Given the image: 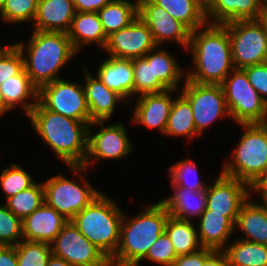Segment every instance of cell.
Returning a JSON list of instances; mask_svg holds the SVG:
<instances>
[{
	"label": "cell",
	"instance_id": "cell-1",
	"mask_svg": "<svg viewBox=\"0 0 267 266\" xmlns=\"http://www.w3.org/2000/svg\"><path fill=\"white\" fill-rule=\"evenodd\" d=\"M28 117L61 160L68 166H83L87 158L90 122L78 121L45 109L38 101Z\"/></svg>",
	"mask_w": 267,
	"mask_h": 266
},
{
	"label": "cell",
	"instance_id": "cell-2",
	"mask_svg": "<svg viewBox=\"0 0 267 266\" xmlns=\"http://www.w3.org/2000/svg\"><path fill=\"white\" fill-rule=\"evenodd\" d=\"M197 31L191 32L188 46L192 48L197 70L189 72L186 79L198 84L221 85L229 71L234 70L228 30L223 24H209L203 32Z\"/></svg>",
	"mask_w": 267,
	"mask_h": 266
},
{
	"label": "cell",
	"instance_id": "cell-3",
	"mask_svg": "<svg viewBox=\"0 0 267 266\" xmlns=\"http://www.w3.org/2000/svg\"><path fill=\"white\" fill-rule=\"evenodd\" d=\"M169 212L160 201L148 207L127 223L123 216L120 240L115 254L109 259L114 266H138L150 247L165 231Z\"/></svg>",
	"mask_w": 267,
	"mask_h": 266
},
{
	"label": "cell",
	"instance_id": "cell-4",
	"mask_svg": "<svg viewBox=\"0 0 267 266\" xmlns=\"http://www.w3.org/2000/svg\"><path fill=\"white\" fill-rule=\"evenodd\" d=\"M33 31L27 44L28 57H23L24 69L39 90L59 79L57 72L77 51L65 32Z\"/></svg>",
	"mask_w": 267,
	"mask_h": 266
},
{
	"label": "cell",
	"instance_id": "cell-5",
	"mask_svg": "<svg viewBox=\"0 0 267 266\" xmlns=\"http://www.w3.org/2000/svg\"><path fill=\"white\" fill-rule=\"evenodd\" d=\"M122 218L117 204L101 193L71 221L110 259L119 245Z\"/></svg>",
	"mask_w": 267,
	"mask_h": 266
},
{
	"label": "cell",
	"instance_id": "cell-6",
	"mask_svg": "<svg viewBox=\"0 0 267 266\" xmlns=\"http://www.w3.org/2000/svg\"><path fill=\"white\" fill-rule=\"evenodd\" d=\"M245 128L233 160L222 173L251 186L267 173V123L240 124Z\"/></svg>",
	"mask_w": 267,
	"mask_h": 266
},
{
	"label": "cell",
	"instance_id": "cell-7",
	"mask_svg": "<svg viewBox=\"0 0 267 266\" xmlns=\"http://www.w3.org/2000/svg\"><path fill=\"white\" fill-rule=\"evenodd\" d=\"M232 72L233 76H227L221 84L229 115L239 124L267 123V104L249 83L245 71L234 68Z\"/></svg>",
	"mask_w": 267,
	"mask_h": 266
},
{
	"label": "cell",
	"instance_id": "cell-8",
	"mask_svg": "<svg viewBox=\"0 0 267 266\" xmlns=\"http://www.w3.org/2000/svg\"><path fill=\"white\" fill-rule=\"evenodd\" d=\"M223 25L228 30L234 68L243 69L267 62V31L260 19Z\"/></svg>",
	"mask_w": 267,
	"mask_h": 266
},
{
	"label": "cell",
	"instance_id": "cell-9",
	"mask_svg": "<svg viewBox=\"0 0 267 266\" xmlns=\"http://www.w3.org/2000/svg\"><path fill=\"white\" fill-rule=\"evenodd\" d=\"M37 100L45 109L78 121L90 122L85 90L81 85L57 79L38 90Z\"/></svg>",
	"mask_w": 267,
	"mask_h": 266
},
{
	"label": "cell",
	"instance_id": "cell-10",
	"mask_svg": "<svg viewBox=\"0 0 267 266\" xmlns=\"http://www.w3.org/2000/svg\"><path fill=\"white\" fill-rule=\"evenodd\" d=\"M84 184L81 187L62 175L54 176L43 183L44 201L67 220H71L101 194L88 183Z\"/></svg>",
	"mask_w": 267,
	"mask_h": 266
},
{
	"label": "cell",
	"instance_id": "cell-11",
	"mask_svg": "<svg viewBox=\"0 0 267 266\" xmlns=\"http://www.w3.org/2000/svg\"><path fill=\"white\" fill-rule=\"evenodd\" d=\"M52 254L71 266H107L109 258L69 220L52 242Z\"/></svg>",
	"mask_w": 267,
	"mask_h": 266
},
{
	"label": "cell",
	"instance_id": "cell-12",
	"mask_svg": "<svg viewBox=\"0 0 267 266\" xmlns=\"http://www.w3.org/2000/svg\"><path fill=\"white\" fill-rule=\"evenodd\" d=\"M182 95L191 105L198 134L216 118L229 114L222 85L198 84L186 79Z\"/></svg>",
	"mask_w": 267,
	"mask_h": 266
},
{
	"label": "cell",
	"instance_id": "cell-13",
	"mask_svg": "<svg viewBox=\"0 0 267 266\" xmlns=\"http://www.w3.org/2000/svg\"><path fill=\"white\" fill-rule=\"evenodd\" d=\"M157 48L148 26L137 16L128 26L107 38L105 50L111 57L134 59L144 57Z\"/></svg>",
	"mask_w": 267,
	"mask_h": 266
},
{
	"label": "cell",
	"instance_id": "cell-14",
	"mask_svg": "<svg viewBox=\"0 0 267 266\" xmlns=\"http://www.w3.org/2000/svg\"><path fill=\"white\" fill-rule=\"evenodd\" d=\"M249 185L221 172L214 185L206 188V209L227 216L234 224L243 203L250 197Z\"/></svg>",
	"mask_w": 267,
	"mask_h": 266
},
{
	"label": "cell",
	"instance_id": "cell-15",
	"mask_svg": "<svg viewBox=\"0 0 267 266\" xmlns=\"http://www.w3.org/2000/svg\"><path fill=\"white\" fill-rule=\"evenodd\" d=\"M94 124L101 125V130L92 135L91 130L88 129V151L83 166H69L75 172L84 171L87 168L91 155L95 157V160L100 158L120 159L131 152L132 145L122 123L107 128H103L104 121L92 122L90 125Z\"/></svg>",
	"mask_w": 267,
	"mask_h": 266
},
{
	"label": "cell",
	"instance_id": "cell-16",
	"mask_svg": "<svg viewBox=\"0 0 267 266\" xmlns=\"http://www.w3.org/2000/svg\"><path fill=\"white\" fill-rule=\"evenodd\" d=\"M138 16L148 26L156 45L172 39L189 46L191 31L152 0H137Z\"/></svg>",
	"mask_w": 267,
	"mask_h": 266
},
{
	"label": "cell",
	"instance_id": "cell-17",
	"mask_svg": "<svg viewBox=\"0 0 267 266\" xmlns=\"http://www.w3.org/2000/svg\"><path fill=\"white\" fill-rule=\"evenodd\" d=\"M68 221L44 202L32 214L22 220L23 237L28 241L45 242L52 245V242Z\"/></svg>",
	"mask_w": 267,
	"mask_h": 266
},
{
	"label": "cell",
	"instance_id": "cell-18",
	"mask_svg": "<svg viewBox=\"0 0 267 266\" xmlns=\"http://www.w3.org/2000/svg\"><path fill=\"white\" fill-rule=\"evenodd\" d=\"M75 14L73 0H39L35 30L67 33Z\"/></svg>",
	"mask_w": 267,
	"mask_h": 266
},
{
	"label": "cell",
	"instance_id": "cell-19",
	"mask_svg": "<svg viewBox=\"0 0 267 266\" xmlns=\"http://www.w3.org/2000/svg\"><path fill=\"white\" fill-rule=\"evenodd\" d=\"M168 92L170 90L142 94L135 107L134 120L148 128H158L164 134L173 105Z\"/></svg>",
	"mask_w": 267,
	"mask_h": 266
},
{
	"label": "cell",
	"instance_id": "cell-20",
	"mask_svg": "<svg viewBox=\"0 0 267 266\" xmlns=\"http://www.w3.org/2000/svg\"><path fill=\"white\" fill-rule=\"evenodd\" d=\"M205 14L214 17L210 24L260 19V0H204Z\"/></svg>",
	"mask_w": 267,
	"mask_h": 266
},
{
	"label": "cell",
	"instance_id": "cell-21",
	"mask_svg": "<svg viewBox=\"0 0 267 266\" xmlns=\"http://www.w3.org/2000/svg\"><path fill=\"white\" fill-rule=\"evenodd\" d=\"M86 85L84 87L87 100L90 123L106 121L115 109V103L123 99L113 90L109 89L98 77H92L86 69Z\"/></svg>",
	"mask_w": 267,
	"mask_h": 266
},
{
	"label": "cell",
	"instance_id": "cell-22",
	"mask_svg": "<svg viewBox=\"0 0 267 266\" xmlns=\"http://www.w3.org/2000/svg\"><path fill=\"white\" fill-rule=\"evenodd\" d=\"M97 77L123 99L133 94V65L131 59L111 57L105 60L98 69Z\"/></svg>",
	"mask_w": 267,
	"mask_h": 266
},
{
	"label": "cell",
	"instance_id": "cell-23",
	"mask_svg": "<svg viewBox=\"0 0 267 266\" xmlns=\"http://www.w3.org/2000/svg\"><path fill=\"white\" fill-rule=\"evenodd\" d=\"M199 241L203 248L221 251L226 240L233 234L234 223L223 214L205 210L200 215Z\"/></svg>",
	"mask_w": 267,
	"mask_h": 266
},
{
	"label": "cell",
	"instance_id": "cell-24",
	"mask_svg": "<svg viewBox=\"0 0 267 266\" xmlns=\"http://www.w3.org/2000/svg\"><path fill=\"white\" fill-rule=\"evenodd\" d=\"M67 34L76 51L80 49V44L94 41L105 48L108 38L97 12H76Z\"/></svg>",
	"mask_w": 267,
	"mask_h": 266
},
{
	"label": "cell",
	"instance_id": "cell-25",
	"mask_svg": "<svg viewBox=\"0 0 267 266\" xmlns=\"http://www.w3.org/2000/svg\"><path fill=\"white\" fill-rule=\"evenodd\" d=\"M173 189L175 194L161 200L169 214L182 220H189V216L200 217L206 209V190L195 191L175 185Z\"/></svg>",
	"mask_w": 267,
	"mask_h": 266
},
{
	"label": "cell",
	"instance_id": "cell-26",
	"mask_svg": "<svg viewBox=\"0 0 267 266\" xmlns=\"http://www.w3.org/2000/svg\"><path fill=\"white\" fill-rule=\"evenodd\" d=\"M248 201L241 206L234 226L246 235L242 240L267 245V211L262 204Z\"/></svg>",
	"mask_w": 267,
	"mask_h": 266
},
{
	"label": "cell",
	"instance_id": "cell-27",
	"mask_svg": "<svg viewBox=\"0 0 267 266\" xmlns=\"http://www.w3.org/2000/svg\"><path fill=\"white\" fill-rule=\"evenodd\" d=\"M191 32L207 25L204 0H152Z\"/></svg>",
	"mask_w": 267,
	"mask_h": 266
},
{
	"label": "cell",
	"instance_id": "cell-28",
	"mask_svg": "<svg viewBox=\"0 0 267 266\" xmlns=\"http://www.w3.org/2000/svg\"><path fill=\"white\" fill-rule=\"evenodd\" d=\"M0 93L6 106L10 110L18 103H21L27 115L31 113V110L38 101L36 100L38 99V89L31 82L25 69L18 75L10 77L7 81L2 82L0 84ZM31 96L36 102H26V98Z\"/></svg>",
	"mask_w": 267,
	"mask_h": 266
},
{
	"label": "cell",
	"instance_id": "cell-29",
	"mask_svg": "<svg viewBox=\"0 0 267 266\" xmlns=\"http://www.w3.org/2000/svg\"><path fill=\"white\" fill-rule=\"evenodd\" d=\"M97 14L108 37L128 26L138 16V1L132 4L127 0H113L99 10Z\"/></svg>",
	"mask_w": 267,
	"mask_h": 266
},
{
	"label": "cell",
	"instance_id": "cell-30",
	"mask_svg": "<svg viewBox=\"0 0 267 266\" xmlns=\"http://www.w3.org/2000/svg\"><path fill=\"white\" fill-rule=\"evenodd\" d=\"M165 232L177 255L194 253L202 248L197 231L189 220L177 219L169 215L165 224Z\"/></svg>",
	"mask_w": 267,
	"mask_h": 266
},
{
	"label": "cell",
	"instance_id": "cell-31",
	"mask_svg": "<svg viewBox=\"0 0 267 266\" xmlns=\"http://www.w3.org/2000/svg\"><path fill=\"white\" fill-rule=\"evenodd\" d=\"M229 266H267V245L246 240L234 241L223 249Z\"/></svg>",
	"mask_w": 267,
	"mask_h": 266
},
{
	"label": "cell",
	"instance_id": "cell-32",
	"mask_svg": "<svg viewBox=\"0 0 267 266\" xmlns=\"http://www.w3.org/2000/svg\"><path fill=\"white\" fill-rule=\"evenodd\" d=\"M164 134L174 136L199 135L194 124V117L189 101L181 94L176 100H173L168 123Z\"/></svg>",
	"mask_w": 267,
	"mask_h": 266
},
{
	"label": "cell",
	"instance_id": "cell-33",
	"mask_svg": "<svg viewBox=\"0 0 267 266\" xmlns=\"http://www.w3.org/2000/svg\"><path fill=\"white\" fill-rule=\"evenodd\" d=\"M148 52L144 58L152 62L153 79H157L167 90L174 91L181 79L182 71L177 61L165 50Z\"/></svg>",
	"mask_w": 267,
	"mask_h": 266
},
{
	"label": "cell",
	"instance_id": "cell-34",
	"mask_svg": "<svg viewBox=\"0 0 267 266\" xmlns=\"http://www.w3.org/2000/svg\"><path fill=\"white\" fill-rule=\"evenodd\" d=\"M43 184L34 183L29 188L7 199V208L23 220L44 203Z\"/></svg>",
	"mask_w": 267,
	"mask_h": 266
},
{
	"label": "cell",
	"instance_id": "cell-35",
	"mask_svg": "<svg viewBox=\"0 0 267 266\" xmlns=\"http://www.w3.org/2000/svg\"><path fill=\"white\" fill-rule=\"evenodd\" d=\"M18 266H46L52 254L51 244L24 240L15 245Z\"/></svg>",
	"mask_w": 267,
	"mask_h": 266
},
{
	"label": "cell",
	"instance_id": "cell-36",
	"mask_svg": "<svg viewBox=\"0 0 267 266\" xmlns=\"http://www.w3.org/2000/svg\"><path fill=\"white\" fill-rule=\"evenodd\" d=\"M133 65V94L158 93L167 90L157 79H153L152 62L144 57L134 58Z\"/></svg>",
	"mask_w": 267,
	"mask_h": 266
},
{
	"label": "cell",
	"instance_id": "cell-37",
	"mask_svg": "<svg viewBox=\"0 0 267 266\" xmlns=\"http://www.w3.org/2000/svg\"><path fill=\"white\" fill-rule=\"evenodd\" d=\"M194 164L195 162L186 159L171 166L169 172L172 185L195 191L206 190L207 187H205L204 183L200 179H197V169L196 164ZM190 175L194 177V180L192 178L193 181H190Z\"/></svg>",
	"mask_w": 267,
	"mask_h": 266
},
{
	"label": "cell",
	"instance_id": "cell-38",
	"mask_svg": "<svg viewBox=\"0 0 267 266\" xmlns=\"http://www.w3.org/2000/svg\"><path fill=\"white\" fill-rule=\"evenodd\" d=\"M0 183L8 199L32 186L34 181L20 166L12 164L10 168H5L2 171Z\"/></svg>",
	"mask_w": 267,
	"mask_h": 266
},
{
	"label": "cell",
	"instance_id": "cell-39",
	"mask_svg": "<svg viewBox=\"0 0 267 266\" xmlns=\"http://www.w3.org/2000/svg\"><path fill=\"white\" fill-rule=\"evenodd\" d=\"M21 237L23 238L22 220L6 205L0 206V245L15 246Z\"/></svg>",
	"mask_w": 267,
	"mask_h": 266
},
{
	"label": "cell",
	"instance_id": "cell-40",
	"mask_svg": "<svg viewBox=\"0 0 267 266\" xmlns=\"http://www.w3.org/2000/svg\"><path fill=\"white\" fill-rule=\"evenodd\" d=\"M39 0H6L0 15L4 21L19 23L34 20Z\"/></svg>",
	"mask_w": 267,
	"mask_h": 266
},
{
	"label": "cell",
	"instance_id": "cell-41",
	"mask_svg": "<svg viewBox=\"0 0 267 266\" xmlns=\"http://www.w3.org/2000/svg\"><path fill=\"white\" fill-rule=\"evenodd\" d=\"M24 49H26L24 44L17 43L0 57V84L24 69Z\"/></svg>",
	"mask_w": 267,
	"mask_h": 266
},
{
	"label": "cell",
	"instance_id": "cell-42",
	"mask_svg": "<svg viewBox=\"0 0 267 266\" xmlns=\"http://www.w3.org/2000/svg\"><path fill=\"white\" fill-rule=\"evenodd\" d=\"M177 256L169 236L164 231L150 247L144 258L162 264L163 266H172Z\"/></svg>",
	"mask_w": 267,
	"mask_h": 266
},
{
	"label": "cell",
	"instance_id": "cell-43",
	"mask_svg": "<svg viewBox=\"0 0 267 266\" xmlns=\"http://www.w3.org/2000/svg\"><path fill=\"white\" fill-rule=\"evenodd\" d=\"M249 83L267 104V62L243 68Z\"/></svg>",
	"mask_w": 267,
	"mask_h": 266
},
{
	"label": "cell",
	"instance_id": "cell-44",
	"mask_svg": "<svg viewBox=\"0 0 267 266\" xmlns=\"http://www.w3.org/2000/svg\"><path fill=\"white\" fill-rule=\"evenodd\" d=\"M215 250L209 248H201L198 251L185 255H178L172 266H202L203 262Z\"/></svg>",
	"mask_w": 267,
	"mask_h": 266
},
{
	"label": "cell",
	"instance_id": "cell-45",
	"mask_svg": "<svg viewBox=\"0 0 267 266\" xmlns=\"http://www.w3.org/2000/svg\"><path fill=\"white\" fill-rule=\"evenodd\" d=\"M113 0H73L76 12H98Z\"/></svg>",
	"mask_w": 267,
	"mask_h": 266
},
{
	"label": "cell",
	"instance_id": "cell-46",
	"mask_svg": "<svg viewBox=\"0 0 267 266\" xmlns=\"http://www.w3.org/2000/svg\"><path fill=\"white\" fill-rule=\"evenodd\" d=\"M0 266H18L15 246L0 245Z\"/></svg>",
	"mask_w": 267,
	"mask_h": 266
},
{
	"label": "cell",
	"instance_id": "cell-47",
	"mask_svg": "<svg viewBox=\"0 0 267 266\" xmlns=\"http://www.w3.org/2000/svg\"><path fill=\"white\" fill-rule=\"evenodd\" d=\"M202 266H229L225 253L214 251L202 264Z\"/></svg>",
	"mask_w": 267,
	"mask_h": 266
},
{
	"label": "cell",
	"instance_id": "cell-48",
	"mask_svg": "<svg viewBox=\"0 0 267 266\" xmlns=\"http://www.w3.org/2000/svg\"><path fill=\"white\" fill-rule=\"evenodd\" d=\"M255 192H262V197H267V173L251 186Z\"/></svg>",
	"mask_w": 267,
	"mask_h": 266
},
{
	"label": "cell",
	"instance_id": "cell-49",
	"mask_svg": "<svg viewBox=\"0 0 267 266\" xmlns=\"http://www.w3.org/2000/svg\"><path fill=\"white\" fill-rule=\"evenodd\" d=\"M46 266H71L67 261L62 258H58L51 254L49 257Z\"/></svg>",
	"mask_w": 267,
	"mask_h": 266
},
{
	"label": "cell",
	"instance_id": "cell-50",
	"mask_svg": "<svg viewBox=\"0 0 267 266\" xmlns=\"http://www.w3.org/2000/svg\"><path fill=\"white\" fill-rule=\"evenodd\" d=\"M260 19H267V0H260Z\"/></svg>",
	"mask_w": 267,
	"mask_h": 266
},
{
	"label": "cell",
	"instance_id": "cell-51",
	"mask_svg": "<svg viewBox=\"0 0 267 266\" xmlns=\"http://www.w3.org/2000/svg\"><path fill=\"white\" fill-rule=\"evenodd\" d=\"M10 109L6 106L3 97L0 93V115L3 114L4 112L9 111Z\"/></svg>",
	"mask_w": 267,
	"mask_h": 266
},
{
	"label": "cell",
	"instance_id": "cell-52",
	"mask_svg": "<svg viewBox=\"0 0 267 266\" xmlns=\"http://www.w3.org/2000/svg\"><path fill=\"white\" fill-rule=\"evenodd\" d=\"M11 46H6L5 48H1L0 46V57L10 48Z\"/></svg>",
	"mask_w": 267,
	"mask_h": 266
},
{
	"label": "cell",
	"instance_id": "cell-53",
	"mask_svg": "<svg viewBox=\"0 0 267 266\" xmlns=\"http://www.w3.org/2000/svg\"><path fill=\"white\" fill-rule=\"evenodd\" d=\"M6 0H0V13L2 12L4 5H5Z\"/></svg>",
	"mask_w": 267,
	"mask_h": 266
},
{
	"label": "cell",
	"instance_id": "cell-54",
	"mask_svg": "<svg viewBox=\"0 0 267 266\" xmlns=\"http://www.w3.org/2000/svg\"><path fill=\"white\" fill-rule=\"evenodd\" d=\"M263 198V206H264V208L266 209V211H267V197H262Z\"/></svg>",
	"mask_w": 267,
	"mask_h": 266
},
{
	"label": "cell",
	"instance_id": "cell-55",
	"mask_svg": "<svg viewBox=\"0 0 267 266\" xmlns=\"http://www.w3.org/2000/svg\"><path fill=\"white\" fill-rule=\"evenodd\" d=\"M263 23H264V26L266 28V31H267V19H260Z\"/></svg>",
	"mask_w": 267,
	"mask_h": 266
}]
</instances>
